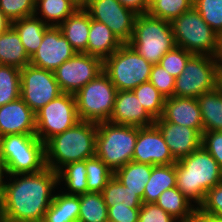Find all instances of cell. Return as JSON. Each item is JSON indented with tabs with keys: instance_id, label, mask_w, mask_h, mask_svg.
<instances>
[{
	"instance_id": "obj_1",
	"label": "cell",
	"mask_w": 222,
	"mask_h": 222,
	"mask_svg": "<svg viewBox=\"0 0 222 222\" xmlns=\"http://www.w3.org/2000/svg\"><path fill=\"white\" fill-rule=\"evenodd\" d=\"M7 176L8 183L0 185L3 221L42 222L58 187L57 172L46 167L37 173Z\"/></svg>"
},
{
	"instance_id": "obj_2",
	"label": "cell",
	"mask_w": 222,
	"mask_h": 222,
	"mask_svg": "<svg viewBox=\"0 0 222 222\" xmlns=\"http://www.w3.org/2000/svg\"><path fill=\"white\" fill-rule=\"evenodd\" d=\"M220 182L222 171L218 162L202 145L176 162V187L197 208L206 193Z\"/></svg>"
},
{
	"instance_id": "obj_3",
	"label": "cell",
	"mask_w": 222,
	"mask_h": 222,
	"mask_svg": "<svg viewBox=\"0 0 222 222\" xmlns=\"http://www.w3.org/2000/svg\"><path fill=\"white\" fill-rule=\"evenodd\" d=\"M97 123L80 120L45 143L46 167L58 171L64 165L95 156Z\"/></svg>"
},
{
	"instance_id": "obj_4",
	"label": "cell",
	"mask_w": 222,
	"mask_h": 222,
	"mask_svg": "<svg viewBox=\"0 0 222 222\" xmlns=\"http://www.w3.org/2000/svg\"><path fill=\"white\" fill-rule=\"evenodd\" d=\"M170 23L176 46L192 54L220 57L222 38L212 30L194 7Z\"/></svg>"
},
{
	"instance_id": "obj_5",
	"label": "cell",
	"mask_w": 222,
	"mask_h": 222,
	"mask_svg": "<svg viewBox=\"0 0 222 222\" xmlns=\"http://www.w3.org/2000/svg\"><path fill=\"white\" fill-rule=\"evenodd\" d=\"M137 135L136 126L97 123L95 156L115 173L132 161Z\"/></svg>"
},
{
	"instance_id": "obj_6",
	"label": "cell",
	"mask_w": 222,
	"mask_h": 222,
	"mask_svg": "<svg viewBox=\"0 0 222 222\" xmlns=\"http://www.w3.org/2000/svg\"><path fill=\"white\" fill-rule=\"evenodd\" d=\"M128 44L152 65L176 46L171 23L148 13L137 15Z\"/></svg>"
},
{
	"instance_id": "obj_7",
	"label": "cell",
	"mask_w": 222,
	"mask_h": 222,
	"mask_svg": "<svg viewBox=\"0 0 222 222\" xmlns=\"http://www.w3.org/2000/svg\"><path fill=\"white\" fill-rule=\"evenodd\" d=\"M8 175L37 173L46 168L45 144L35 134L0 137Z\"/></svg>"
},
{
	"instance_id": "obj_8",
	"label": "cell",
	"mask_w": 222,
	"mask_h": 222,
	"mask_svg": "<svg viewBox=\"0 0 222 222\" xmlns=\"http://www.w3.org/2000/svg\"><path fill=\"white\" fill-rule=\"evenodd\" d=\"M222 82L219 58L193 54L175 78L173 96L197 98L214 91Z\"/></svg>"
},
{
	"instance_id": "obj_9",
	"label": "cell",
	"mask_w": 222,
	"mask_h": 222,
	"mask_svg": "<svg viewBox=\"0 0 222 222\" xmlns=\"http://www.w3.org/2000/svg\"><path fill=\"white\" fill-rule=\"evenodd\" d=\"M152 64L128 43L123 44L103 61V71L117 91H132L149 81Z\"/></svg>"
},
{
	"instance_id": "obj_10",
	"label": "cell",
	"mask_w": 222,
	"mask_h": 222,
	"mask_svg": "<svg viewBox=\"0 0 222 222\" xmlns=\"http://www.w3.org/2000/svg\"><path fill=\"white\" fill-rule=\"evenodd\" d=\"M117 89L103 71L88 82L74 96L79 120L100 123L109 120Z\"/></svg>"
},
{
	"instance_id": "obj_11",
	"label": "cell",
	"mask_w": 222,
	"mask_h": 222,
	"mask_svg": "<svg viewBox=\"0 0 222 222\" xmlns=\"http://www.w3.org/2000/svg\"><path fill=\"white\" fill-rule=\"evenodd\" d=\"M35 135L44 144L79 122L73 94L62 93L35 113Z\"/></svg>"
},
{
	"instance_id": "obj_12",
	"label": "cell",
	"mask_w": 222,
	"mask_h": 222,
	"mask_svg": "<svg viewBox=\"0 0 222 222\" xmlns=\"http://www.w3.org/2000/svg\"><path fill=\"white\" fill-rule=\"evenodd\" d=\"M62 93L54 72L31 64L20 70V97L34 113Z\"/></svg>"
},
{
	"instance_id": "obj_13",
	"label": "cell",
	"mask_w": 222,
	"mask_h": 222,
	"mask_svg": "<svg viewBox=\"0 0 222 222\" xmlns=\"http://www.w3.org/2000/svg\"><path fill=\"white\" fill-rule=\"evenodd\" d=\"M103 72V60L86 53H76L54 71L62 92L75 95Z\"/></svg>"
},
{
	"instance_id": "obj_14",
	"label": "cell",
	"mask_w": 222,
	"mask_h": 222,
	"mask_svg": "<svg viewBox=\"0 0 222 222\" xmlns=\"http://www.w3.org/2000/svg\"><path fill=\"white\" fill-rule=\"evenodd\" d=\"M83 8L90 18L108 26L123 44L131 40L137 14L117 0H88Z\"/></svg>"
},
{
	"instance_id": "obj_15",
	"label": "cell",
	"mask_w": 222,
	"mask_h": 222,
	"mask_svg": "<svg viewBox=\"0 0 222 222\" xmlns=\"http://www.w3.org/2000/svg\"><path fill=\"white\" fill-rule=\"evenodd\" d=\"M77 52L63 36L58 26H49L42 42L30 58V64L54 72L63 62L69 60Z\"/></svg>"
},
{
	"instance_id": "obj_16",
	"label": "cell",
	"mask_w": 222,
	"mask_h": 222,
	"mask_svg": "<svg viewBox=\"0 0 222 222\" xmlns=\"http://www.w3.org/2000/svg\"><path fill=\"white\" fill-rule=\"evenodd\" d=\"M132 161L153 166L170 165L177 162L155 124L147 127H138Z\"/></svg>"
},
{
	"instance_id": "obj_17",
	"label": "cell",
	"mask_w": 222,
	"mask_h": 222,
	"mask_svg": "<svg viewBox=\"0 0 222 222\" xmlns=\"http://www.w3.org/2000/svg\"><path fill=\"white\" fill-rule=\"evenodd\" d=\"M160 130L176 161L190 155L201 146L202 135L194 128L166 121L163 117L154 123Z\"/></svg>"
},
{
	"instance_id": "obj_18",
	"label": "cell",
	"mask_w": 222,
	"mask_h": 222,
	"mask_svg": "<svg viewBox=\"0 0 222 222\" xmlns=\"http://www.w3.org/2000/svg\"><path fill=\"white\" fill-rule=\"evenodd\" d=\"M35 133V113L21 97L0 107V137Z\"/></svg>"
},
{
	"instance_id": "obj_19",
	"label": "cell",
	"mask_w": 222,
	"mask_h": 222,
	"mask_svg": "<svg viewBox=\"0 0 222 222\" xmlns=\"http://www.w3.org/2000/svg\"><path fill=\"white\" fill-rule=\"evenodd\" d=\"M108 122L147 127L153 125L155 119L142 107L133 91H117L113 111Z\"/></svg>"
},
{
	"instance_id": "obj_20",
	"label": "cell",
	"mask_w": 222,
	"mask_h": 222,
	"mask_svg": "<svg viewBox=\"0 0 222 222\" xmlns=\"http://www.w3.org/2000/svg\"><path fill=\"white\" fill-rule=\"evenodd\" d=\"M162 117L171 123L184 125L203 133L201 111L196 98L172 96L164 104Z\"/></svg>"
},
{
	"instance_id": "obj_21",
	"label": "cell",
	"mask_w": 222,
	"mask_h": 222,
	"mask_svg": "<svg viewBox=\"0 0 222 222\" xmlns=\"http://www.w3.org/2000/svg\"><path fill=\"white\" fill-rule=\"evenodd\" d=\"M122 45L123 43L108 26L90 18L86 54L96 56L104 61Z\"/></svg>"
},
{
	"instance_id": "obj_22",
	"label": "cell",
	"mask_w": 222,
	"mask_h": 222,
	"mask_svg": "<svg viewBox=\"0 0 222 222\" xmlns=\"http://www.w3.org/2000/svg\"><path fill=\"white\" fill-rule=\"evenodd\" d=\"M58 27L77 53H86L90 15L83 7H79Z\"/></svg>"
},
{
	"instance_id": "obj_23",
	"label": "cell",
	"mask_w": 222,
	"mask_h": 222,
	"mask_svg": "<svg viewBox=\"0 0 222 222\" xmlns=\"http://www.w3.org/2000/svg\"><path fill=\"white\" fill-rule=\"evenodd\" d=\"M155 203L178 222H192L198 209L177 187L165 190Z\"/></svg>"
},
{
	"instance_id": "obj_24",
	"label": "cell",
	"mask_w": 222,
	"mask_h": 222,
	"mask_svg": "<svg viewBox=\"0 0 222 222\" xmlns=\"http://www.w3.org/2000/svg\"><path fill=\"white\" fill-rule=\"evenodd\" d=\"M203 121V132L222 131V82L214 90L196 98Z\"/></svg>"
},
{
	"instance_id": "obj_25",
	"label": "cell",
	"mask_w": 222,
	"mask_h": 222,
	"mask_svg": "<svg viewBox=\"0 0 222 222\" xmlns=\"http://www.w3.org/2000/svg\"><path fill=\"white\" fill-rule=\"evenodd\" d=\"M0 64L20 70L30 64V57L13 27L0 35Z\"/></svg>"
},
{
	"instance_id": "obj_26",
	"label": "cell",
	"mask_w": 222,
	"mask_h": 222,
	"mask_svg": "<svg viewBox=\"0 0 222 222\" xmlns=\"http://www.w3.org/2000/svg\"><path fill=\"white\" fill-rule=\"evenodd\" d=\"M176 187V163L154 165L144 188L143 203H155L165 190Z\"/></svg>"
},
{
	"instance_id": "obj_27",
	"label": "cell",
	"mask_w": 222,
	"mask_h": 222,
	"mask_svg": "<svg viewBox=\"0 0 222 222\" xmlns=\"http://www.w3.org/2000/svg\"><path fill=\"white\" fill-rule=\"evenodd\" d=\"M12 27L18 33L28 56L31 58L39 48L49 25L44 23L39 16H30L13 21Z\"/></svg>"
},
{
	"instance_id": "obj_28",
	"label": "cell",
	"mask_w": 222,
	"mask_h": 222,
	"mask_svg": "<svg viewBox=\"0 0 222 222\" xmlns=\"http://www.w3.org/2000/svg\"><path fill=\"white\" fill-rule=\"evenodd\" d=\"M79 207V195L56 193L42 222H78Z\"/></svg>"
},
{
	"instance_id": "obj_29",
	"label": "cell",
	"mask_w": 222,
	"mask_h": 222,
	"mask_svg": "<svg viewBox=\"0 0 222 222\" xmlns=\"http://www.w3.org/2000/svg\"><path fill=\"white\" fill-rule=\"evenodd\" d=\"M153 165L138 163L130 161L120 169H118L114 176L120 182L128 187L131 191L142 200L144 196V188L151 176Z\"/></svg>"
},
{
	"instance_id": "obj_30",
	"label": "cell",
	"mask_w": 222,
	"mask_h": 222,
	"mask_svg": "<svg viewBox=\"0 0 222 222\" xmlns=\"http://www.w3.org/2000/svg\"><path fill=\"white\" fill-rule=\"evenodd\" d=\"M78 8L72 0H39L35 3L34 16L41 15L40 19L49 26H59Z\"/></svg>"
},
{
	"instance_id": "obj_31",
	"label": "cell",
	"mask_w": 222,
	"mask_h": 222,
	"mask_svg": "<svg viewBox=\"0 0 222 222\" xmlns=\"http://www.w3.org/2000/svg\"><path fill=\"white\" fill-rule=\"evenodd\" d=\"M58 185L62 181L66 185V194L81 195L87 192L86 160L71 162L57 171Z\"/></svg>"
},
{
	"instance_id": "obj_32",
	"label": "cell",
	"mask_w": 222,
	"mask_h": 222,
	"mask_svg": "<svg viewBox=\"0 0 222 222\" xmlns=\"http://www.w3.org/2000/svg\"><path fill=\"white\" fill-rule=\"evenodd\" d=\"M102 194L107 208L111 206L141 208L143 204L135 192L124 186L115 176L104 187Z\"/></svg>"
},
{
	"instance_id": "obj_33",
	"label": "cell",
	"mask_w": 222,
	"mask_h": 222,
	"mask_svg": "<svg viewBox=\"0 0 222 222\" xmlns=\"http://www.w3.org/2000/svg\"><path fill=\"white\" fill-rule=\"evenodd\" d=\"M79 198L78 222H108V208L102 193L86 192Z\"/></svg>"
},
{
	"instance_id": "obj_34",
	"label": "cell",
	"mask_w": 222,
	"mask_h": 222,
	"mask_svg": "<svg viewBox=\"0 0 222 222\" xmlns=\"http://www.w3.org/2000/svg\"><path fill=\"white\" fill-rule=\"evenodd\" d=\"M148 14L171 22L193 7V0H146Z\"/></svg>"
},
{
	"instance_id": "obj_35",
	"label": "cell",
	"mask_w": 222,
	"mask_h": 222,
	"mask_svg": "<svg viewBox=\"0 0 222 222\" xmlns=\"http://www.w3.org/2000/svg\"><path fill=\"white\" fill-rule=\"evenodd\" d=\"M137 96L142 107L154 118H160L163 115L166 98L150 82H144L132 90Z\"/></svg>"
},
{
	"instance_id": "obj_36",
	"label": "cell",
	"mask_w": 222,
	"mask_h": 222,
	"mask_svg": "<svg viewBox=\"0 0 222 222\" xmlns=\"http://www.w3.org/2000/svg\"><path fill=\"white\" fill-rule=\"evenodd\" d=\"M87 192L102 193L114 172L98 157L86 159Z\"/></svg>"
},
{
	"instance_id": "obj_37",
	"label": "cell",
	"mask_w": 222,
	"mask_h": 222,
	"mask_svg": "<svg viewBox=\"0 0 222 222\" xmlns=\"http://www.w3.org/2000/svg\"><path fill=\"white\" fill-rule=\"evenodd\" d=\"M20 97V69L0 64V107Z\"/></svg>"
},
{
	"instance_id": "obj_38",
	"label": "cell",
	"mask_w": 222,
	"mask_h": 222,
	"mask_svg": "<svg viewBox=\"0 0 222 222\" xmlns=\"http://www.w3.org/2000/svg\"><path fill=\"white\" fill-rule=\"evenodd\" d=\"M193 7L212 30L222 38V0H193Z\"/></svg>"
},
{
	"instance_id": "obj_39",
	"label": "cell",
	"mask_w": 222,
	"mask_h": 222,
	"mask_svg": "<svg viewBox=\"0 0 222 222\" xmlns=\"http://www.w3.org/2000/svg\"><path fill=\"white\" fill-rule=\"evenodd\" d=\"M192 55L191 52L175 46L160 59L159 64L170 73V75L177 78L183 72L188 59Z\"/></svg>"
},
{
	"instance_id": "obj_40",
	"label": "cell",
	"mask_w": 222,
	"mask_h": 222,
	"mask_svg": "<svg viewBox=\"0 0 222 222\" xmlns=\"http://www.w3.org/2000/svg\"><path fill=\"white\" fill-rule=\"evenodd\" d=\"M0 9L12 22L18 19L34 16V0H0Z\"/></svg>"
},
{
	"instance_id": "obj_41",
	"label": "cell",
	"mask_w": 222,
	"mask_h": 222,
	"mask_svg": "<svg viewBox=\"0 0 222 222\" xmlns=\"http://www.w3.org/2000/svg\"><path fill=\"white\" fill-rule=\"evenodd\" d=\"M149 81L166 99L173 96L175 77L170 75L160 64L152 65Z\"/></svg>"
},
{
	"instance_id": "obj_42",
	"label": "cell",
	"mask_w": 222,
	"mask_h": 222,
	"mask_svg": "<svg viewBox=\"0 0 222 222\" xmlns=\"http://www.w3.org/2000/svg\"><path fill=\"white\" fill-rule=\"evenodd\" d=\"M198 210L222 220V182L206 193L204 201Z\"/></svg>"
},
{
	"instance_id": "obj_43",
	"label": "cell",
	"mask_w": 222,
	"mask_h": 222,
	"mask_svg": "<svg viewBox=\"0 0 222 222\" xmlns=\"http://www.w3.org/2000/svg\"><path fill=\"white\" fill-rule=\"evenodd\" d=\"M138 222H178L156 203H143Z\"/></svg>"
},
{
	"instance_id": "obj_44",
	"label": "cell",
	"mask_w": 222,
	"mask_h": 222,
	"mask_svg": "<svg viewBox=\"0 0 222 222\" xmlns=\"http://www.w3.org/2000/svg\"><path fill=\"white\" fill-rule=\"evenodd\" d=\"M201 145L218 162L222 171V131L203 132Z\"/></svg>"
},
{
	"instance_id": "obj_45",
	"label": "cell",
	"mask_w": 222,
	"mask_h": 222,
	"mask_svg": "<svg viewBox=\"0 0 222 222\" xmlns=\"http://www.w3.org/2000/svg\"><path fill=\"white\" fill-rule=\"evenodd\" d=\"M140 208L108 207V221L112 222H138Z\"/></svg>"
},
{
	"instance_id": "obj_46",
	"label": "cell",
	"mask_w": 222,
	"mask_h": 222,
	"mask_svg": "<svg viewBox=\"0 0 222 222\" xmlns=\"http://www.w3.org/2000/svg\"><path fill=\"white\" fill-rule=\"evenodd\" d=\"M127 9H130L137 15L146 14L148 12V5L146 0H117Z\"/></svg>"
},
{
	"instance_id": "obj_47",
	"label": "cell",
	"mask_w": 222,
	"mask_h": 222,
	"mask_svg": "<svg viewBox=\"0 0 222 222\" xmlns=\"http://www.w3.org/2000/svg\"><path fill=\"white\" fill-rule=\"evenodd\" d=\"M192 222H222V220L217 219L212 215H208L203 212H200L197 209Z\"/></svg>"
},
{
	"instance_id": "obj_48",
	"label": "cell",
	"mask_w": 222,
	"mask_h": 222,
	"mask_svg": "<svg viewBox=\"0 0 222 222\" xmlns=\"http://www.w3.org/2000/svg\"><path fill=\"white\" fill-rule=\"evenodd\" d=\"M12 27V21L4 15V12L0 9V35L5 31H8Z\"/></svg>"
},
{
	"instance_id": "obj_49",
	"label": "cell",
	"mask_w": 222,
	"mask_h": 222,
	"mask_svg": "<svg viewBox=\"0 0 222 222\" xmlns=\"http://www.w3.org/2000/svg\"><path fill=\"white\" fill-rule=\"evenodd\" d=\"M5 174V175H4ZM8 175L7 167L3 157L2 145L0 141V185L4 181V176Z\"/></svg>"
},
{
	"instance_id": "obj_50",
	"label": "cell",
	"mask_w": 222,
	"mask_h": 222,
	"mask_svg": "<svg viewBox=\"0 0 222 222\" xmlns=\"http://www.w3.org/2000/svg\"><path fill=\"white\" fill-rule=\"evenodd\" d=\"M75 4H77L79 7H84L88 0H72Z\"/></svg>"
},
{
	"instance_id": "obj_51",
	"label": "cell",
	"mask_w": 222,
	"mask_h": 222,
	"mask_svg": "<svg viewBox=\"0 0 222 222\" xmlns=\"http://www.w3.org/2000/svg\"><path fill=\"white\" fill-rule=\"evenodd\" d=\"M219 60H220V70L222 74V42H221V54H220Z\"/></svg>"
},
{
	"instance_id": "obj_52",
	"label": "cell",
	"mask_w": 222,
	"mask_h": 222,
	"mask_svg": "<svg viewBox=\"0 0 222 222\" xmlns=\"http://www.w3.org/2000/svg\"><path fill=\"white\" fill-rule=\"evenodd\" d=\"M0 222H3L2 210H1V204H0Z\"/></svg>"
}]
</instances>
